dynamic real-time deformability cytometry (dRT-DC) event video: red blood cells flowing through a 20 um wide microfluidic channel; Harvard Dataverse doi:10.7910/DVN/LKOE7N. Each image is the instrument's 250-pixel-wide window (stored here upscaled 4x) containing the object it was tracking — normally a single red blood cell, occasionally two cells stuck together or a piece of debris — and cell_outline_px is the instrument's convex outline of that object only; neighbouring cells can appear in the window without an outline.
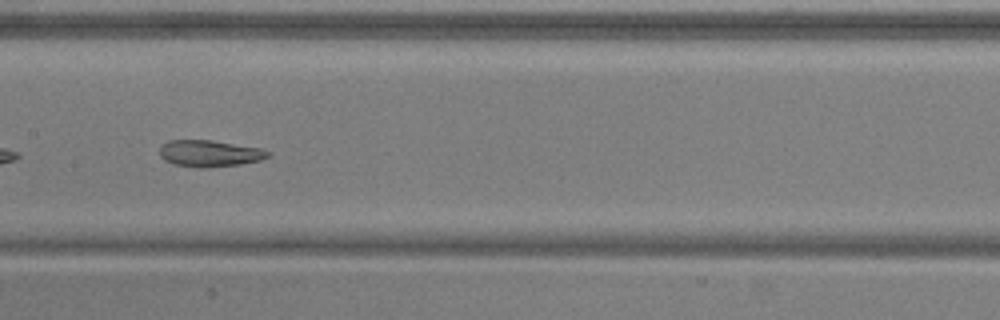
{"species": "common noctule bat (a hibernating species)", "species_latin": "Nyctalus noctula", "temperature_condition": "warm", "stored_images_in_passage": 32, "camera_frame_rate_fps": 3000, "um_per_image_px": 0.085, "animal": {"sex": "male", "body_mass_g": 20.5, "forearm_length_mm": 52.5}, "frame": {"image": 1, "passage_image": 14, "time_ms": 4.333, "image_size_px": [1000, 320], "cell_outline_px": [[272, 156], [260, 160], [240, 164], [200, 168], [172, 164], [164, 160], [160, 156], [160, 144], [168, 140], [212, 140], [260, 148], [272, 152]], "centroid_in_image_um": [17.81, 13.03], "position_along_channel_um": 189.6, "area_um2": 16.94}, "authors_computed_cell_mechanics": {"area_um2": 17.5134, "velocity_mm_per_s": 3.8733, "shape_relaxation_time_tau1_ms": null, "shape_relaxation_time_tau2_ms": 2.3393, "deformation_change_tau1": null, "deformation_change_tau2": 0.0916}}